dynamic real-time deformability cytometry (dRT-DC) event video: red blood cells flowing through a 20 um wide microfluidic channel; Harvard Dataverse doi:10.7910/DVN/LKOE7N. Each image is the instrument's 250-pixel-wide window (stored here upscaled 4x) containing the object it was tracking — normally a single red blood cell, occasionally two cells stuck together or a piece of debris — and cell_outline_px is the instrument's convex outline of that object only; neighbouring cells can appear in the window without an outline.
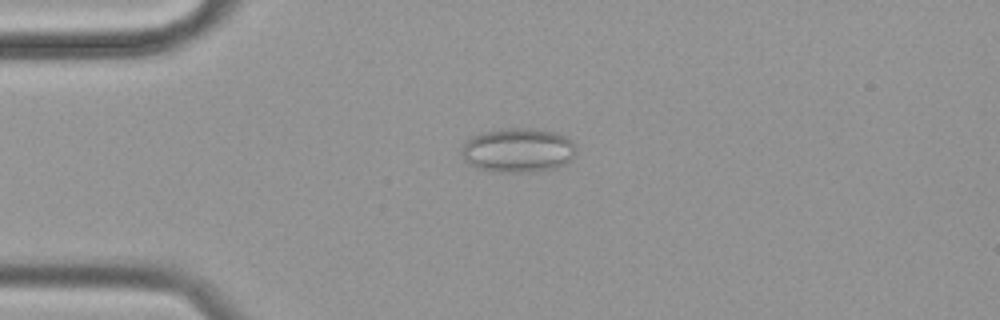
{"species": "common noctule bat (a hibernating species)", "species_latin": "Nyctalus noctula", "temperature_condition": "cold", "stored_images_in_passage": 58, "camera_frame_rate_fps": 3000, "um_per_image_px": 0.085, "animal": {"sex": "female", "body_mass_g": 19.9}, "frame": {"image": 1, "passage_image": 14, "time_ms": 4.333, "image_size_px": [1000, 320], "cell_outline_px": [[576, 152], [572, 160], [564, 164], [552, 168], [532, 172], [500, 172], [476, 168], [468, 164], [464, 160], [460, 152], [460, 148], [472, 136], [484, 132], [504, 128], [532, 128], [552, 132], [564, 136], [572, 140], [576, 148]], "centroid_in_image_um": [44.01, 12.77], "position_along_channel_um": 41.0, "area_um2": 29.71}}
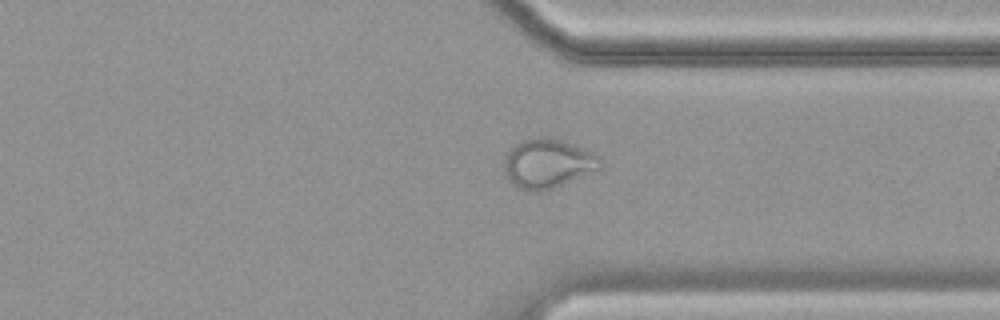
{"frame": {"image": 2, "passage_image": 44, "time_ms": 14.333, "image_size_px": [1000, 320], "cell_outline_px": [[600, 168], [552, 188], [540, 192], [532, 192], [520, 188], [512, 184], [508, 180], [504, 172], [504, 156], [516, 144], [524, 140], [536, 136], [548, 136], [572, 144], [592, 152], [600, 156]], "centroid_in_image_um": [46.51, 13.89], "position_along_channel_um": 364.9, "area_um2": 27.34}}
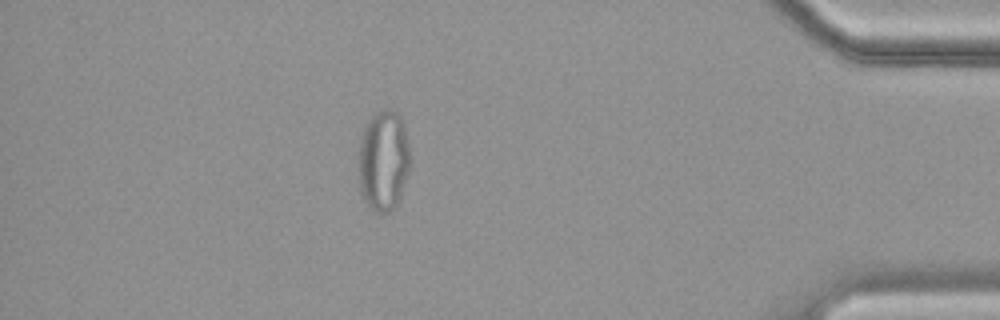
{"frame": {"image": 3, "passage_image": 51, "time_ms": 16.667, "image_size_px": [1000, 320], "cell_outline_px": [[408, 172], [400, 196], [396, 204], [388, 212], [372, 212], [368, 208], [360, 196], [360, 140], [364, 128], [368, 120], [376, 112], [384, 108], [388, 108], [396, 112], [400, 116], [404, 124], [408, 144]], "centroid_in_image_um": [32.58, 13.65], "position_along_channel_um": 402.6, "area_um2": 30.06}, "authors_computed_cell_mechanics": {"area_um2": 28.1775, "velocity_mm_per_s": 3.4732, "shape_relaxation_time_tau1_ms": null, "shape_relaxation_time_tau2_ms": 1.3607, "deformation_change_tau1": null, "deformation_change_tau2": 0.0586}}